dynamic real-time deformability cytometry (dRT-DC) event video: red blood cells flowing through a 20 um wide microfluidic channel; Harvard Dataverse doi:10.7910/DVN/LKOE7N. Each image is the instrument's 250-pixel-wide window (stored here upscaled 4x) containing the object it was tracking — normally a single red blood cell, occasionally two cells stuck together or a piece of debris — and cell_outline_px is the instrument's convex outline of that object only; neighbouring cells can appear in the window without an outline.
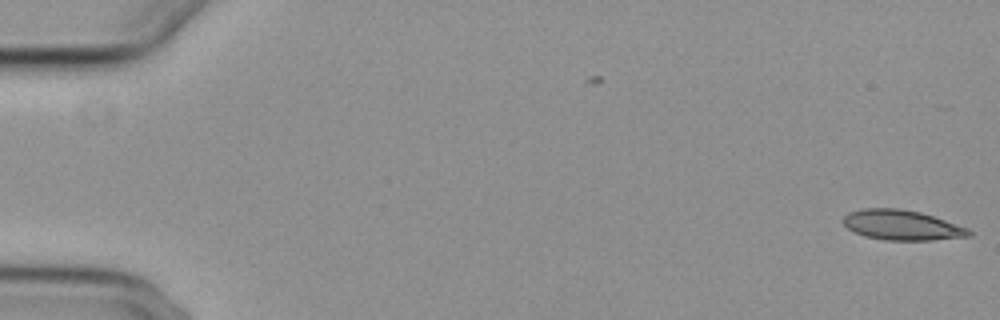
{"species": "common noctule bat (a hibernating species)", "species_latin": "Nyctalus noctula", "temperature_condition": "cold", "stored_images_in_passage": 56, "camera_frame_rate_fps": 3000, "um_per_image_px": 0.085, "animal": {"sex": "female", "body_mass_g": 29.2, "forearm_length_mm": 56.3}, "frame": {"image": 1, "passage_image": 1, "time_ms": 0.0, "image_size_px": [1000, 320], "cell_outline_px": [[972, 236], [932, 240], [884, 240], [864, 236], [848, 228], [840, 220], [848, 212], [860, 208], [900, 208], [920, 212], [968, 228], [972, 232]], "centroid_in_image_um": [76.63, 19.13], "position_along_channel_um": 8.4, "area_um2": 22.08}}
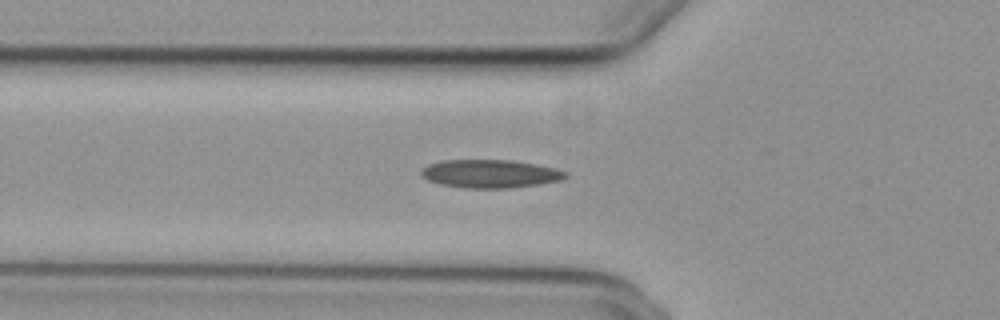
{"frame": {"image": 2, "passage_image": 20, "time_ms": 6.333, "image_size_px": [1000, 320], "cell_outline_px": [[568, 176], [560, 180], [540, 184], [508, 188], [464, 188], [440, 184], [428, 180], [420, 176], [420, 172], [428, 164], [440, 160], [512, 160], [556, 168], [568, 172]], "centroid_in_image_um": [41.65, 14.77], "position_along_channel_um": 84.1, "area_um2": 23.81}}
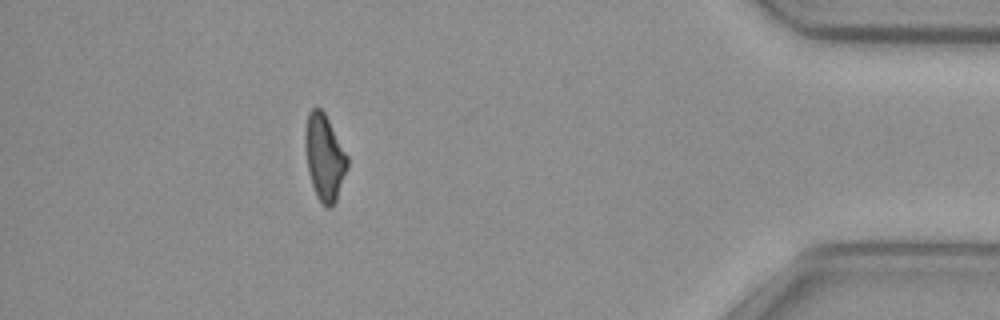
{"frame": {"image": 3, "passage_image": 50, "time_ms": 16.333, "image_size_px": [1000, 320], "cell_outline_px": [[348, 168], [336, 200], [332, 208], [324, 208], [316, 196], [308, 172], [304, 148], [304, 132], [308, 112], [312, 108], [320, 108], [324, 112], [348, 156]], "centroid_in_image_um": [27.56, 13.4], "position_along_channel_um": 407.6, "area_um2": 21.44}}